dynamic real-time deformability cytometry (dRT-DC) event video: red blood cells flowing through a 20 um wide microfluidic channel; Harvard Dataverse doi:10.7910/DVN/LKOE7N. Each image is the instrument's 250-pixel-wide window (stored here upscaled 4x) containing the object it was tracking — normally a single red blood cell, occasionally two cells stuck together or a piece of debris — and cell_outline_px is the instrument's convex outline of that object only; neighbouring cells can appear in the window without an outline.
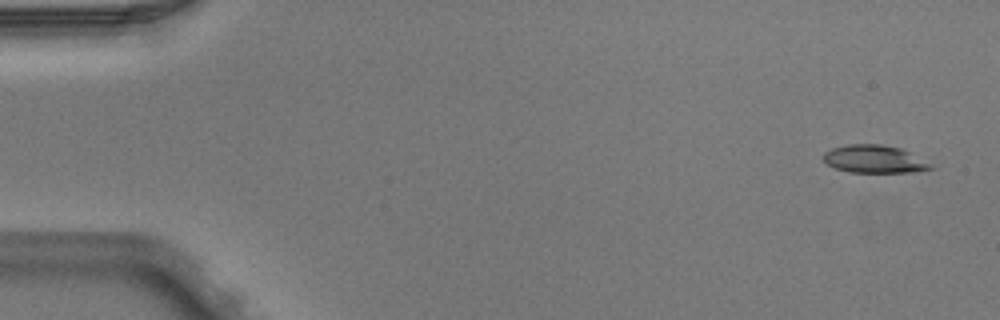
{"species": "Egyptian fruit bat (a non-hibernating species)", "species_latin": "Rousettus aegyptiacus", "temperature_condition": "warm", "stored_images_in_passage": 6, "camera_frame_rate_fps": 3000, "um_per_image_px": 0.085, "animal": {"sex": "male"}, "frame": {"image": 1, "passage_image": 1, "time_ms": 0.0, "image_size_px": [1000, 320], "cell_outline_px": [[936, 168], [912, 172], [848, 172], [836, 168], [828, 164], [824, 160], [824, 152], [832, 148], [848, 144], [880, 144], [900, 148], [908, 152]], "centroid_in_image_um": [74.28, 13.52], "position_along_channel_um": 10.7, "area_um2": 17.05}}
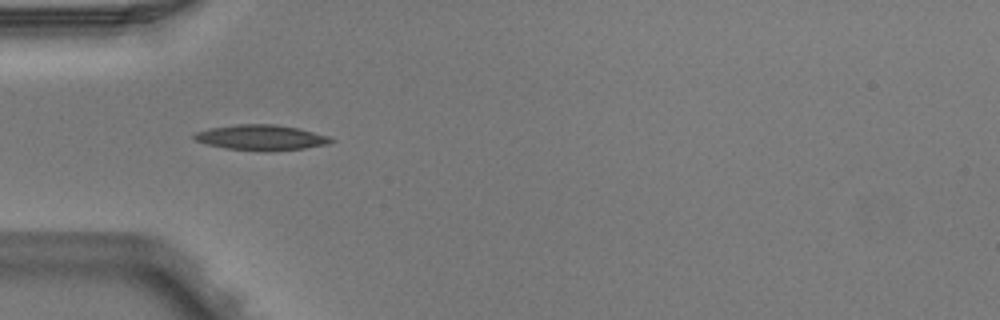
{"frame": {"image": 2, "passage_image": 5, "time_ms": 1.333, "image_size_px": [1000, 320], "cell_outline_px": [[336, 140], [328, 144], [304, 148], [272, 152], [264, 152], [224, 148], [208, 144], [196, 140], [192, 136], [196, 132], [208, 128], [236, 124], [276, 124], [300, 128], [328, 136]], "centroid_in_image_um": [22.21, 11.69], "position_along_channel_um": 62.8, "area_um2": 20.52}}
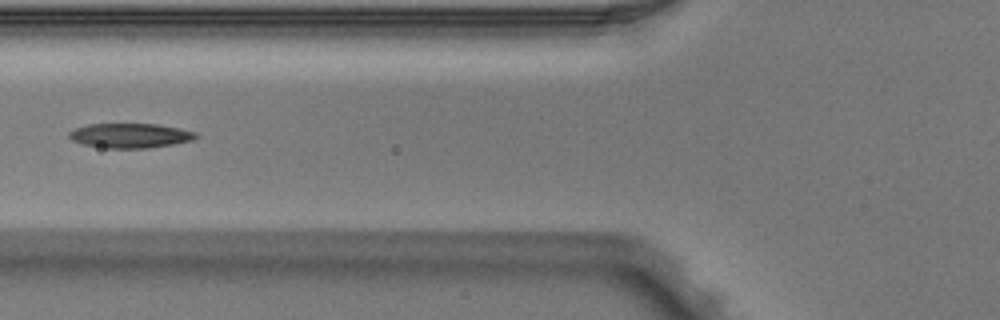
{"frame": {"image": 3, "passage_image": 6, "time_ms": 1.667, "image_size_px": [1000, 320], "cell_outline_px": [[200, 136], [192, 140], [172, 144], [148, 148], [108, 148], [80, 144], [72, 140], [68, 136], [68, 132], [76, 128], [88, 124], [156, 124], [180, 128], [196, 132]], "centroid_in_image_um": [11.06, 11.52], "position_along_channel_um": 114.7, "area_um2": 18.21}}